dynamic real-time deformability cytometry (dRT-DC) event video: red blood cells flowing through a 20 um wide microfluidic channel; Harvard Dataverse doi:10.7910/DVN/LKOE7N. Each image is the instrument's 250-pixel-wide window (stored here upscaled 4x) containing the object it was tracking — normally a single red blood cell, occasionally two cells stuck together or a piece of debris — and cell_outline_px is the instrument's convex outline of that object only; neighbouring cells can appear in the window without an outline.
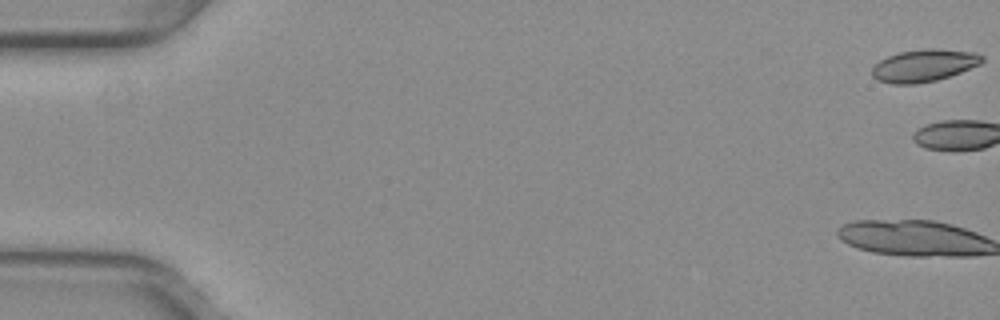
{"species": "common noctule bat (a hibernating species)", "species_latin": "Nyctalus noctula", "temperature_condition": "warm", "stored_images_in_passage": 6, "camera_frame_rate_fps": 3000, "um_per_image_px": 0.085, "animal": {"sex": "female", "body_mass_g": 29.2, "forearm_length_mm": 56.3}, "frame": {"image": 1, "passage_image": 1, "time_ms": 0.0, "image_size_px": [1000, 320], "cell_outline_px": [[984, 60], [980, 64], [960, 72], [936, 80], [916, 84], [892, 84], [876, 80], [872, 76], [872, 68], [880, 60], [888, 56], [900, 52], [924, 48], [936, 48], [976, 52], [984, 56]], "centroid_in_image_um": [78.54, 5.56], "position_along_channel_um": 6.5, "area_um2": 20.81}}